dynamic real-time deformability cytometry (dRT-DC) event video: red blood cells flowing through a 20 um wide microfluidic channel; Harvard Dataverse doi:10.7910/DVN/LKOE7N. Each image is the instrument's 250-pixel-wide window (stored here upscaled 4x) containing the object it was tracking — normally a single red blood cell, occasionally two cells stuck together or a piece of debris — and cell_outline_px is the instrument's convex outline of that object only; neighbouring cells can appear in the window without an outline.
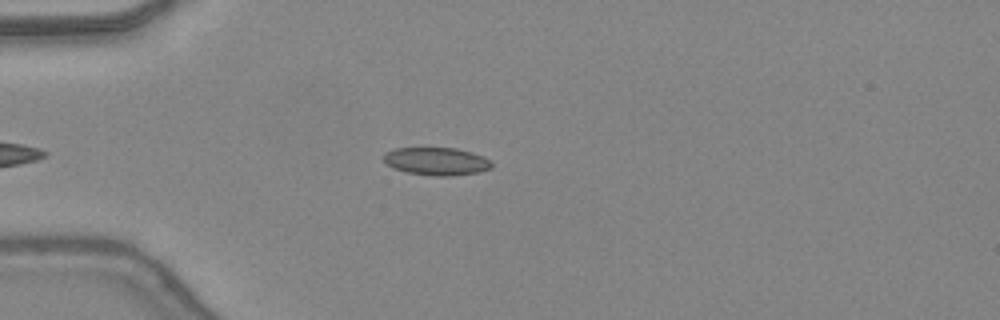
{"species": "common noctule bat (a hibernating species)", "species_latin": "Nyctalus noctula", "temperature_condition": "warm", "stored_images_in_passage": 33, "camera_frame_rate_fps": 3000, "um_per_image_px": 0.085, "animal": {"sex": "female", "body_mass_g": 24.6, "forearm_length_mm": 56.2}, "frame": {"image": 1, "passage_image": 2, "time_ms": 0.333, "image_size_px": [1000, 320], "cell_outline_px": [[492, 168], [480, 172], [448, 176], [436, 176], [408, 172], [396, 168], [388, 164], [384, 160], [384, 152], [396, 148], [456, 148], [472, 152], [484, 156], [492, 160]], "centroid_in_image_um": [37.17, 13.7], "position_along_channel_um": 47.8, "area_um2": 17.46}}
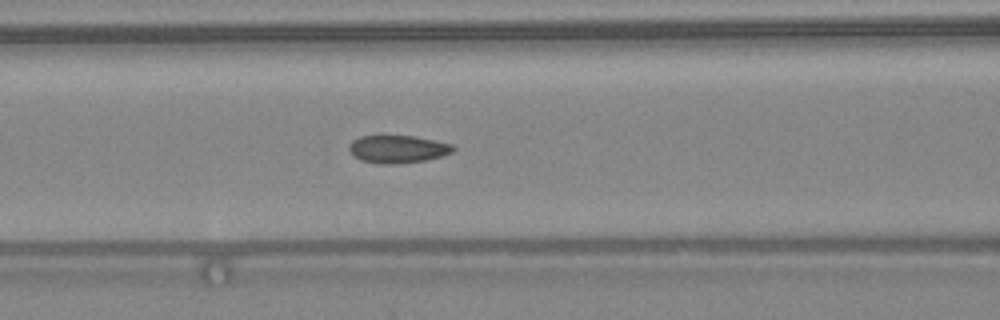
{"frame": {"image": 2, "passage_image": 9, "time_ms": 2.667, "image_size_px": [1000, 320], "cell_outline_px": [[456, 148], [452, 152], [440, 156], [424, 160], [388, 164], [380, 164], [360, 160], [352, 156], [348, 148], [348, 144], [352, 140], [360, 136], [412, 136], [452, 144]], "centroid_in_image_um": [33.74, 12.67], "position_along_channel_um": 132.9, "area_um2": 16.65}}
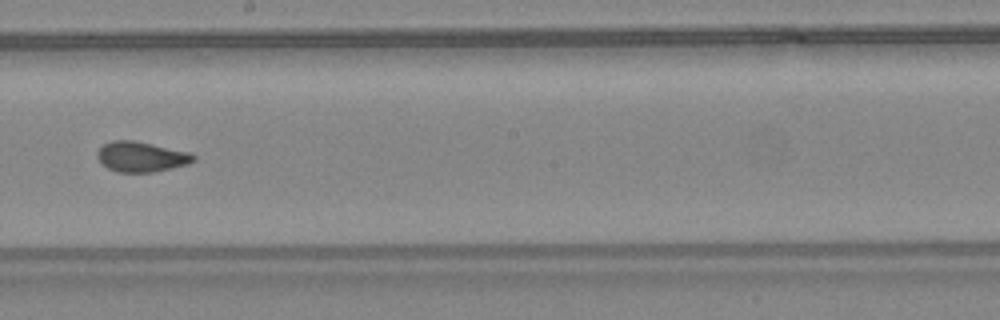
{"frame": {"image": 3, "passage_image": 16, "time_ms": 5.0, "image_size_px": [1000, 320], "cell_outline_px": [[196, 160], [188, 164], [172, 168], [152, 172], [116, 172], [100, 164], [96, 156], [96, 152], [104, 144], [112, 140], [132, 140], [188, 152], [196, 156]], "centroid_in_image_um": [11.96, 13.33], "position_along_channel_um": 236.2, "area_um2": 16.94}, "authors_computed_cell_mechanics": {"area_um2": 17.1088, "velocity_mm_per_s": 4.435, "shape_relaxation_time_tau1_ms": null, "shape_relaxation_time_tau2_ms": 0.8289, "deformation_change_tau1": null, "deformation_change_tau2": 0.0349}}